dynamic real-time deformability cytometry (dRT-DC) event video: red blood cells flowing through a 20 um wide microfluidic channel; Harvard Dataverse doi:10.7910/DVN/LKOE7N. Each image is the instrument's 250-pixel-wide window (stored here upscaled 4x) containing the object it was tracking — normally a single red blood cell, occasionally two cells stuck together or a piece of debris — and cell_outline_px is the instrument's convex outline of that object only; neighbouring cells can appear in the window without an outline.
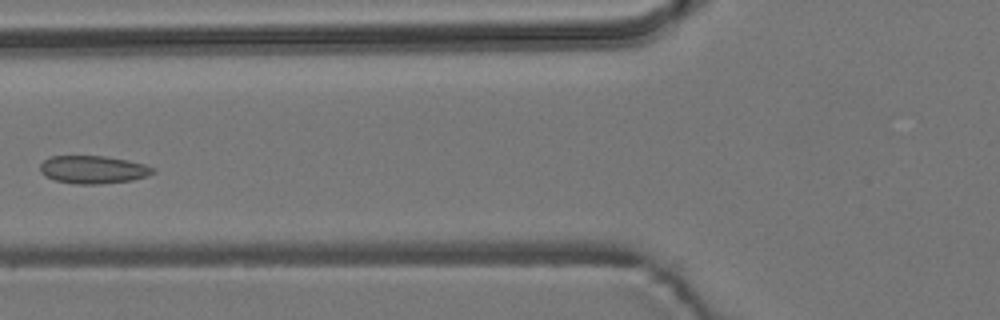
{"species": "common noctule bat (a hibernating species)", "species_latin": "Nyctalus noctula", "temperature_condition": "room temperature", "stored_images_in_passage": 6, "camera_frame_rate_fps": 3000, "um_per_image_px": 0.085, "animal": {"sex": "male", "body_mass_g": 19.2, "forearm_length_mm": 51.8}, "frame": {"image": 1, "passage_image": 5, "time_ms": 4.667, "image_size_px": [1000, 320], "cell_outline_px": [[156, 172], [148, 176], [132, 180], [100, 184], [76, 184], [56, 180], [44, 176], [40, 172], [40, 164], [44, 160], [52, 156], [104, 156], [128, 160], [144, 164], [156, 168]], "centroid_in_image_um": [7.94, 14.42], "position_along_channel_um": 117.9, "area_um2": 18.44}}
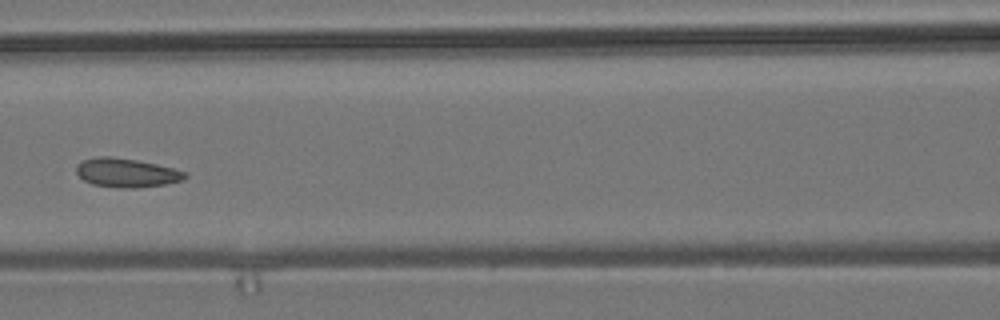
{"frame": {"image": 2, "passage_image": 6, "time_ms": 5.667, "image_size_px": [1000, 320], "cell_outline_px": [[188, 176], [184, 180], [164, 184], [136, 188], [120, 188], [92, 184], [84, 180], [76, 172], [76, 164], [80, 160], [100, 156], [112, 156], [136, 160], [156, 164], [188, 172]], "centroid_in_image_um": [10.74, 14.68], "position_along_channel_um": 155.9, "area_um2": 18.44}}